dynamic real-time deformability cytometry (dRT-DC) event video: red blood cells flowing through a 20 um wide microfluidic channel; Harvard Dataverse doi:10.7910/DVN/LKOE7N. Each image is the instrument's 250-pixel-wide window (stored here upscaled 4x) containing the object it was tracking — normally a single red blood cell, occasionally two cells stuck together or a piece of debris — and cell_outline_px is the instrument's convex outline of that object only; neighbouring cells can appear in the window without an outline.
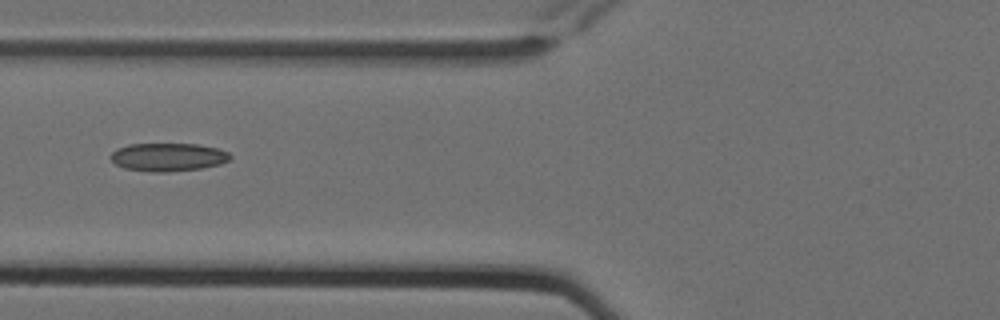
{"species": "Egyptian fruit bat (a non-hibernating species)", "species_latin": "Rousettus aegyptiacus", "temperature_condition": "cold", "stored_images_in_passage": 5, "camera_frame_rate_fps": 3000, "um_per_image_px": 0.085, "animal": {"sex": "female"}, "frame": {"image": 1, "passage_image": 2, "time_ms": 0.333, "image_size_px": [1000, 320], "cell_outline_px": [[232, 156], [228, 160], [220, 164], [200, 168], [168, 172], [152, 172], [124, 168], [116, 164], [108, 156], [116, 148], [128, 144], [200, 144], [216, 148], [228, 152]], "centroid_in_image_um": [14.25, 13.34], "position_along_channel_um": 111.5, "area_um2": 19.65}}
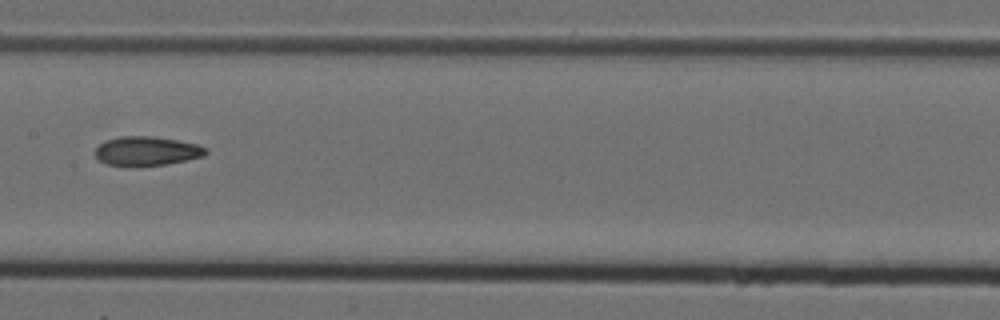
{"frame": {"image": 2, "passage_image": 4, "time_ms": 1.0, "image_size_px": [1000, 320], "cell_outline_px": [[208, 152], [204, 156], [168, 164], [136, 168], [132, 168], [108, 164], [100, 160], [96, 156], [96, 148], [104, 140], [120, 136], [152, 136], [176, 140], [196, 144], [208, 148]], "centroid_in_image_um": [12.47, 12.86], "position_along_channel_um": 194.9, "area_um2": 19.19}}
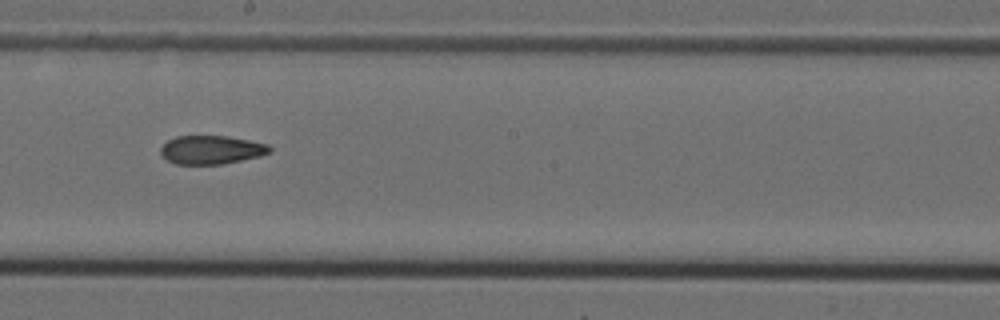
{"frame": {"image": 3, "passage_image": 5, "time_ms": 1.333, "image_size_px": [1000, 320], "cell_outline_px": [[272, 152], [260, 156], [224, 164], [176, 164], [168, 160], [160, 152], [160, 148], [168, 140], [176, 136], [228, 136], [268, 144], [272, 148]], "centroid_in_image_um": [17.99, 12.73], "position_along_channel_um": 230.2, "area_um2": 18.15}}